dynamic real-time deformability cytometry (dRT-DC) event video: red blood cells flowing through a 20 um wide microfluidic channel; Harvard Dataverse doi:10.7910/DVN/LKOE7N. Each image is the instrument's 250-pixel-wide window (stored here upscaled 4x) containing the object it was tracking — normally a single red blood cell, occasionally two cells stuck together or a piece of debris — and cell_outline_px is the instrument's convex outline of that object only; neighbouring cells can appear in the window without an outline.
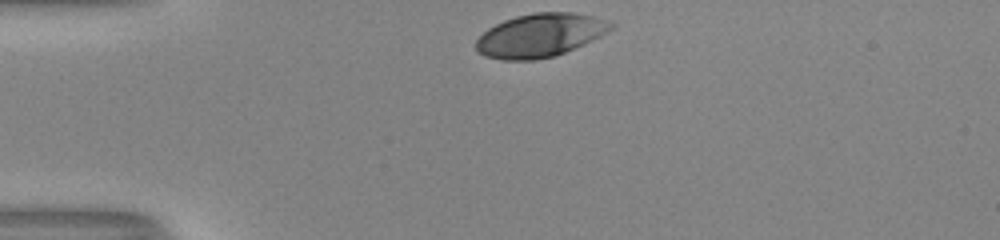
{"species": "human", "species_latin": "Homo sapiens", "temperature_condition": "room temperature", "stored_images_in_passage": 30, "camera_frame_rate_fps": 3000, "um_per_image_px": 0.085, "donor": {"sex": "male"}, "frame": {"image": 1, "passage_image": 1, "time_ms": 0.0, "image_size_px": [1000, 240], "cell_outline_px": [[616, 24], [612, 28], [600, 36], [584, 44], [556, 56], [536, 60], [504, 60], [484, 56], [476, 52], [476, 40], [488, 28], [504, 20], [516, 16], [532, 12], [572, 12], [612, 20]], "centroid_in_image_um": [45.92, 3.0], "position_along_channel_um": 39.1, "area_um2": 34.39}}
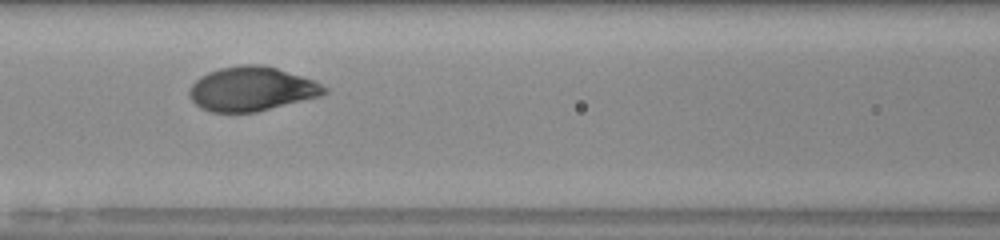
{"frame": {"image": 2, "passage_image": 12, "time_ms": 3.667, "image_size_px": [1000, 240], "cell_outline_px": [[328, 92], [320, 96], [256, 112], [212, 112], [200, 108], [188, 96], [188, 92], [192, 84], [200, 76], [208, 72], [220, 68], [240, 64], [260, 64], [276, 68], [312, 80], [328, 88]], "centroid_in_image_um": [21.35, 7.56], "position_along_channel_um": 145.2, "area_um2": 34.62}}
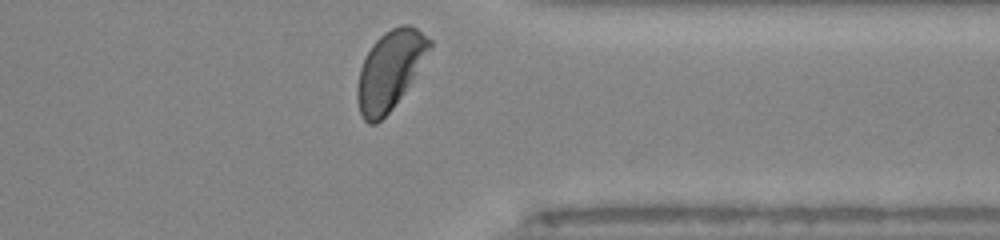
{"frame": {"image": 3, "passage_image": 30, "time_ms": 9.667, "image_size_px": [1000, 240], "cell_outline_px": [[432, 48], [404, 92], [392, 108], [376, 124], [368, 124], [364, 120], [360, 112], [356, 96], [356, 88], [360, 68], [372, 44], [384, 32], [400, 24], [408, 24], [416, 28], [432, 40]], "centroid_in_image_um": [33.14, 5.95], "position_along_channel_um": 378.3, "area_um2": 32.83}, "authors_computed_cell_mechanics": {"area_um2": 34.9401, "velocity_mm_per_s": 3.9645, "shape_relaxation_time_tau1_ms": 2.0291, "shape_relaxation_time_tau2_ms": null, "deformation_change_tau1": 0.17, "deformation_change_tau2": null}}